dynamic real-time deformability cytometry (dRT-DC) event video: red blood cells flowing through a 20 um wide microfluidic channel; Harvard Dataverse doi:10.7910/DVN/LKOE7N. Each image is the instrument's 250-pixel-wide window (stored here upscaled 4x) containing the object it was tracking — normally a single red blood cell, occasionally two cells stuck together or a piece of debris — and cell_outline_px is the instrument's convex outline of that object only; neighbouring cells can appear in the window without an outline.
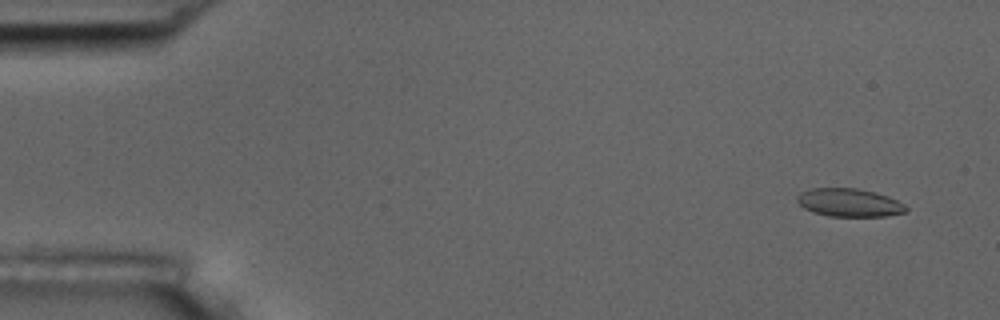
{"species": "common noctule bat (a hibernating species)", "species_latin": "Nyctalus noctula", "temperature_condition": "room temperature", "stored_images_in_passage": 5, "camera_frame_rate_fps": 3000, "um_per_image_px": 0.085, "animal": {"sex": "male", "body_mass_g": 17.5, "forearm_length_mm": 52.3}, "frame": {"image": 1, "passage_image": 1, "time_ms": 0.0, "image_size_px": [1000, 320], "cell_outline_px": [[908, 208], [904, 212], [888, 216], [828, 216], [812, 212], [804, 208], [796, 200], [796, 196], [800, 192], [812, 188], [856, 188], [876, 192], [888, 196], [904, 204]], "centroid_in_image_um": [72.16, 17.22], "position_along_channel_um": 12.8, "area_um2": 17.92}}